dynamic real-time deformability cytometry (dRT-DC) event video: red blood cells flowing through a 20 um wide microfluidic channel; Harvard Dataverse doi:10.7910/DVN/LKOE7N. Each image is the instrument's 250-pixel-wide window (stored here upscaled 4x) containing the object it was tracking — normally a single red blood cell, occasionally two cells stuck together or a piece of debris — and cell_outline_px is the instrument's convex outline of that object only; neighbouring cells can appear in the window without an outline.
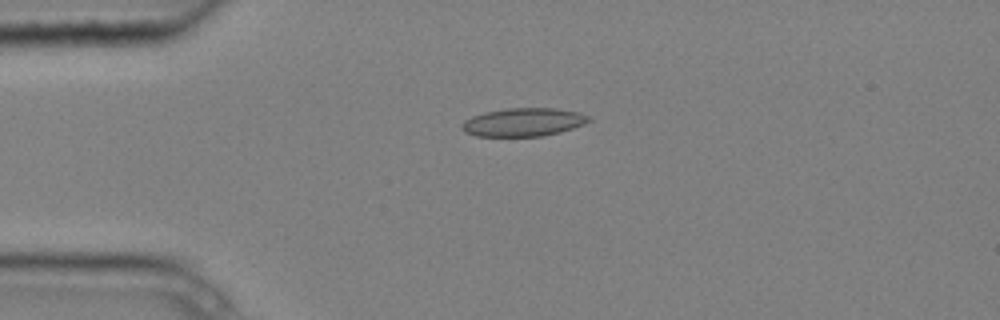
{"species": "common noctule bat (a hibernating species)", "species_latin": "Nyctalus noctula", "temperature_condition": "cold", "stored_images_in_passage": 1, "camera_frame_rate_fps": 3000, "um_per_image_px": 0.085, "animal": {"sex": "male", "body_mass_g": 20.4}, "frame": {"image": 1, "passage_image": 1, "time_ms": 0.0, "image_size_px": [1000, 320], "cell_outline_px": [[592, 120], [584, 124], [560, 132], [540, 136], [476, 136], [464, 132], [460, 128], [460, 124], [464, 120], [472, 116], [484, 112], [508, 108], [556, 108], [580, 112], [588, 116]], "centroid_in_image_um": [44.46, 10.38], "position_along_channel_um": 40.5, "area_um2": 21.04}}